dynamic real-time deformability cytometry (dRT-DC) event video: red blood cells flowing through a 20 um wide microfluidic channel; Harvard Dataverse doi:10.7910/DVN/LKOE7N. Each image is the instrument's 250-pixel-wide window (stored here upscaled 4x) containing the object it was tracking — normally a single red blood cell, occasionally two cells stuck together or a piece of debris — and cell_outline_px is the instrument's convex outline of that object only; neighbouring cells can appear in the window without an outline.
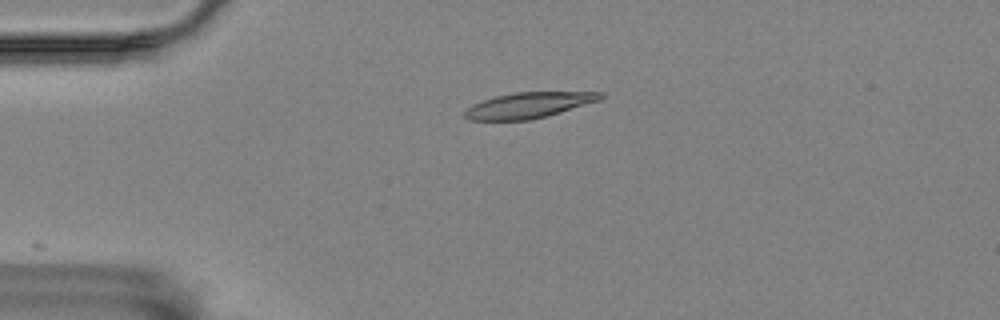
{"species": "Egyptian fruit bat (a non-hibernating species)", "species_latin": "Rousettus aegyptiacus", "temperature_condition": "room temperature", "stored_images_in_passage": 13, "camera_frame_rate_fps": 3000, "um_per_image_px": 0.085, "animal": {"sex": "female"}, "frame": {"image": 1, "passage_image": 1, "time_ms": 0.0, "image_size_px": [1000, 320], "cell_outline_px": [[604, 96], [600, 100], [560, 112], [528, 120], [468, 120], [464, 116], [464, 112], [472, 104], [496, 96], [516, 92], [604, 92]], "centroid_in_image_um": [44.93, 8.94], "position_along_channel_um": 40.1, "area_um2": 20.06}}
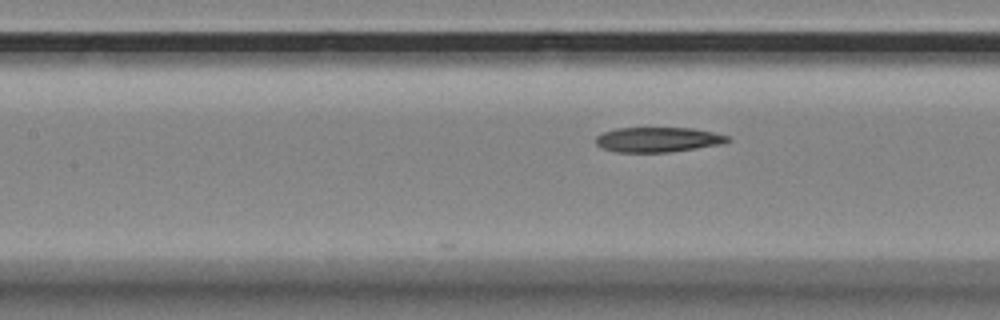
{"frame": {"image": 2, "passage_image": 13, "time_ms": 4.0, "image_size_px": [1000, 320], "cell_outline_px": [[732, 140], [724, 144], [668, 152], [616, 152], [600, 148], [596, 144], [596, 136], [604, 132], [616, 128], [692, 128], [712, 132], [728, 136]], "centroid_in_image_um": [55.92, 11.87], "position_along_channel_um": 151.5, "area_um2": 19.19}}